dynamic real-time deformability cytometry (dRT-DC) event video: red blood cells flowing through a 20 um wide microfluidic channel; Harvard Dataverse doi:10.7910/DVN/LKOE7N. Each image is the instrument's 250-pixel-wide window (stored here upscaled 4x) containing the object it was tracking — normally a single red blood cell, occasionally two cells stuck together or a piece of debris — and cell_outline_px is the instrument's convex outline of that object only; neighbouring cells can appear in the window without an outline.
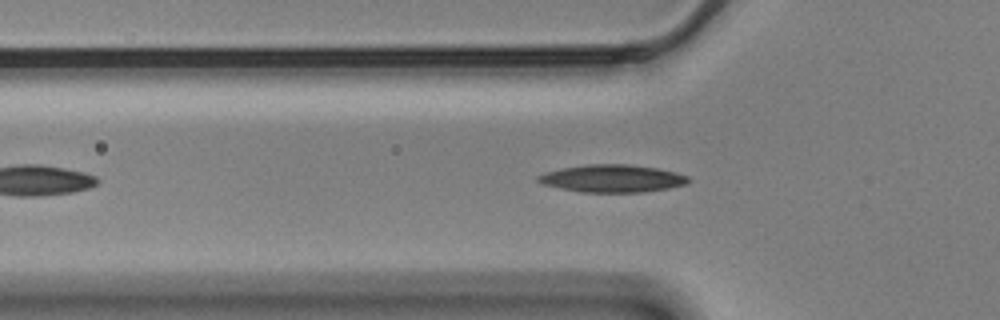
{"species": "Egyptian fruit bat (a non-hibernating species)", "species_latin": "Rousettus aegyptiacus", "temperature_condition": "cold", "stored_images_in_passage": 45, "camera_frame_rate_fps": 3000, "um_per_image_px": 0.085, "animal": {"sex": "male"}, "frame": {"image": 1, "passage_image": 10, "time_ms": 3.0, "image_size_px": [1000, 320], "cell_outline_px": [[688, 184], [668, 188], [644, 192], [580, 192], [560, 188], [544, 184], [536, 180], [536, 176], [544, 172], [560, 168], [588, 164], [628, 164], [656, 168], [676, 172], [688, 176]], "centroid_in_image_um": [52.02, 15.16], "position_along_channel_um": 73.8, "area_um2": 24.16}}
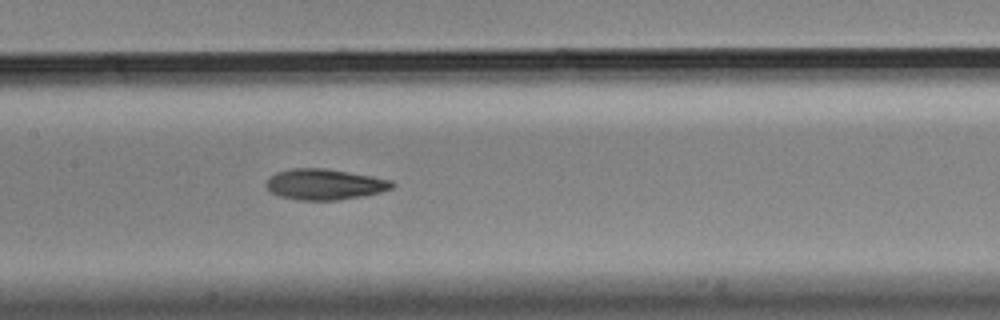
{"frame": {"image": 2, "passage_image": 19, "time_ms": 6.0, "image_size_px": [1000, 320], "cell_outline_px": [[396, 184], [392, 188], [380, 192], [360, 196], [336, 200], [296, 200], [280, 196], [272, 192], [264, 184], [276, 172], [292, 168], [324, 168], [372, 176], [392, 180]], "centroid_in_image_um": [27.6, 15.66], "position_along_channel_um": 179.8, "area_um2": 22.43}}
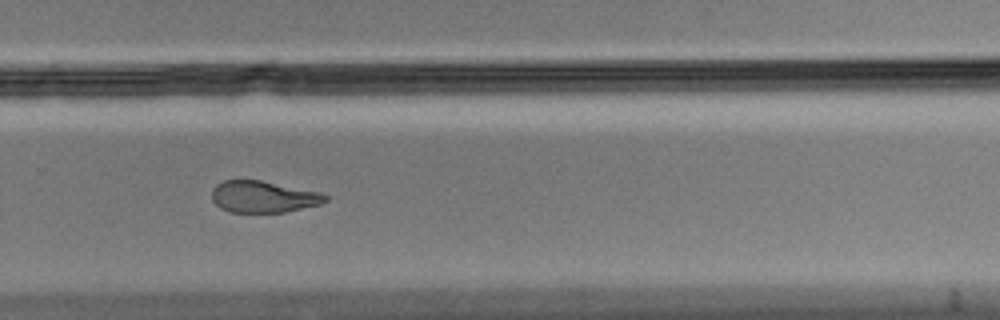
{"frame": {"image": 3, "passage_image": 30, "time_ms": 9.667, "image_size_px": [1000, 320], "cell_outline_px": [[328, 200], [320, 204], [284, 212], [228, 212], [220, 208], [212, 200], [212, 188], [216, 184], [224, 180], [260, 180], [320, 192], [328, 196]], "centroid_in_image_um": [22.36, 16.72], "position_along_channel_um": 307.4, "area_um2": 20.92}, "authors_computed_cell_mechanics": {"area_um2": 22.5998, "velocity_mm_per_s": 3.4919, "shape_relaxation_time_tau1_ms": 6.237, "shape_relaxation_time_tau2_ms": 3.9505, "deformation_change_tau1": 0.1749, "deformation_change_tau2": 0.1164}}